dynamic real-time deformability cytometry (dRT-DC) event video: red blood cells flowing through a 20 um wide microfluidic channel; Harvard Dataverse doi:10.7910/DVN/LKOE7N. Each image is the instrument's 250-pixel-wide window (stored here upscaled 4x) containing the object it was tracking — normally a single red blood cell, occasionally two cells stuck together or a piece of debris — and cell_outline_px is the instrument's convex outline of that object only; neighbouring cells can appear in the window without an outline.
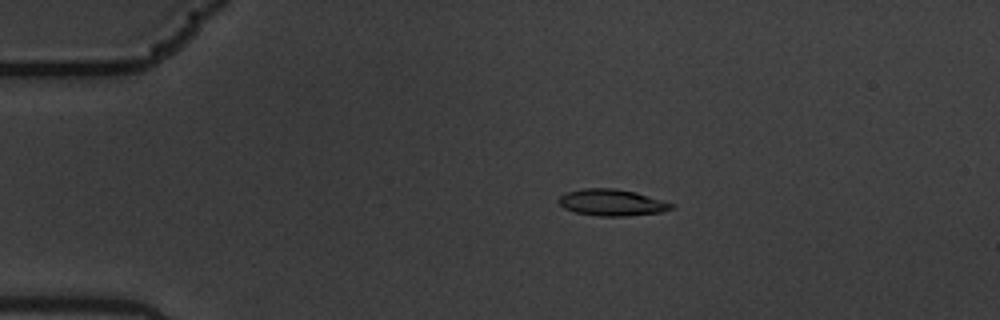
{"species": "common noctule bat (a hibernating species)", "species_latin": "Nyctalus noctula", "temperature_condition": "warm", "stored_images_in_passage": 7, "camera_frame_rate_fps": 3000, "um_per_image_px": 0.085, "animal": {"sex": "male", "body_mass_g": 19.5, "forearm_length_mm": 54.6}, "frame": {"image": 1, "passage_image": 3, "time_ms": 0.667, "image_size_px": [1000, 320], "cell_outline_px": [[676, 204], [672, 208], [660, 212], [624, 216], [600, 216], [576, 212], [564, 208], [556, 200], [564, 192], [584, 188], [616, 188], [636, 192]], "centroid_in_image_um": [51.99, 17.2], "position_along_channel_um": 33.0, "area_um2": 17.46}}
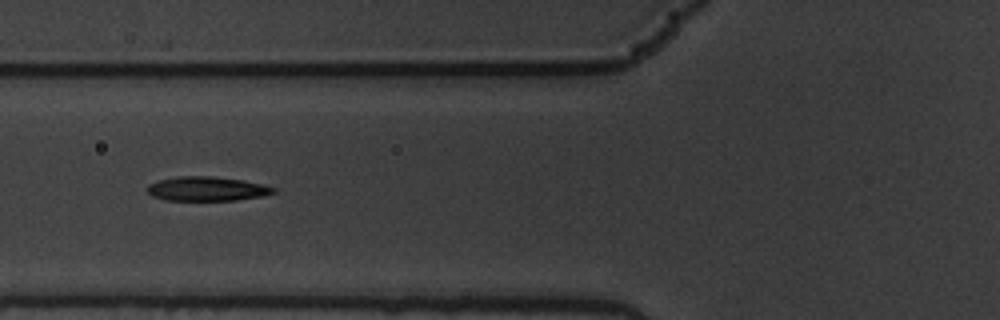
{"frame": {"image": 2, "passage_image": 6, "time_ms": 1.667, "image_size_px": [1000, 320], "cell_outline_px": [[276, 192], [260, 196], [236, 200], [164, 200], [152, 196], [148, 192], [148, 184], [160, 180], [176, 176], [212, 176], [244, 180], [264, 184], [276, 188]], "centroid_in_image_um": [17.59, 16.04], "position_along_channel_um": 108.2, "area_um2": 17.86}}
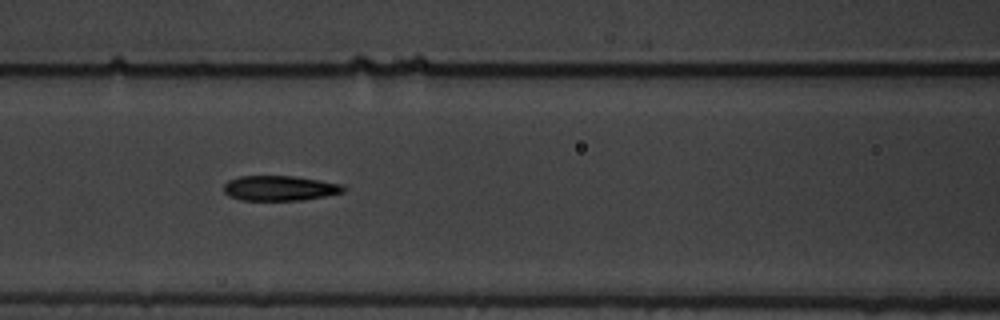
{"frame": {"image": 3, "passage_image": 7, "time_ms": 2.0, "image_size_px": [1000, 320], "cell_outline_px": [[348, 188], [344, 192], [304, 200], [240, 200], [228, 196], [224, 192], [224, 184], [228, 180], [240, 176], [296, 176], [320, 180], [340, 184]], "centroid_in_image_um": [23.77, 15.99], "position_along_channel_um": 142.8, "area_um2": 17.57}}